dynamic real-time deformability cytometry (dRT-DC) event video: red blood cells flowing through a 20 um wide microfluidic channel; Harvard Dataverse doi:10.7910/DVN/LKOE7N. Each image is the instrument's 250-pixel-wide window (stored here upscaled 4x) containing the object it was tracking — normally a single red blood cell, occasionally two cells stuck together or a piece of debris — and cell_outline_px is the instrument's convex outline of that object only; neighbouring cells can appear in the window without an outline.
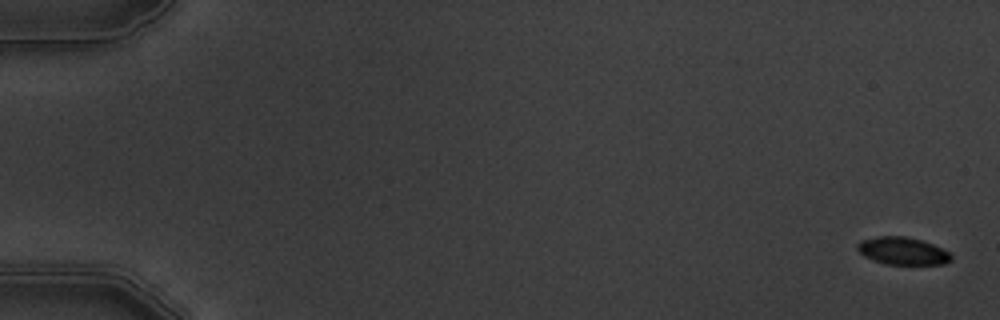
{"species": "common noctule bat (a hibernating species)", "species_latin": "Nyctalus noctula", "temperature_condition": "warm", "stored_images_in_passage": 9, "camera_frame_rate_fps": 3000, "um_per_image_px": 0.085, "animal": {"sex": "male", "body_mass_g": 19.5, "forearm_length_mm": 54.6}, "frame": {"image": 1, "passage_image": 1, "time_ms": 0.0, "image_size_px": [1000, 320], "cell_outline_px": [[952, 260], [944, 264], [884, 264], [872, 260], [864, 256], [856, 248], [856, 244], [860, 240], [880, 236], [904, 236], [920, 240], [932, 244], [948, 252], [952, 256]], "centroid_in_image_um": [76.68, 21.33], "position_along_channel_um": 8.3, "area_um2": 14.97}}
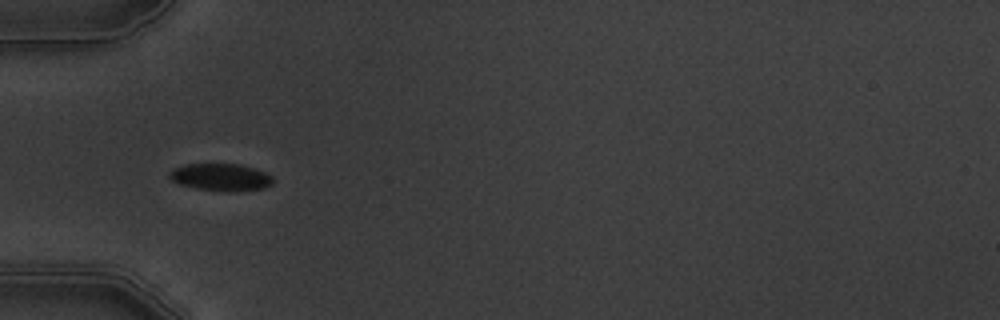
{"frame": {"image": 2, "passage_image": 6, "time_ms": 6.0, "image_size_px": [1000, 320], "cell_outline_px": [[272, 184], [264, 188], [232, 192], [196, 188], [180, 184], [172, 180], [168, 176], [168, 172], [172, 168], [184, 164], [240, 164], [264, 172], [272, 176]], "centroid_in_image_um": [18.73, 15.05], "position_along_channel_um": 66.3, "area_um2": 16.42}}